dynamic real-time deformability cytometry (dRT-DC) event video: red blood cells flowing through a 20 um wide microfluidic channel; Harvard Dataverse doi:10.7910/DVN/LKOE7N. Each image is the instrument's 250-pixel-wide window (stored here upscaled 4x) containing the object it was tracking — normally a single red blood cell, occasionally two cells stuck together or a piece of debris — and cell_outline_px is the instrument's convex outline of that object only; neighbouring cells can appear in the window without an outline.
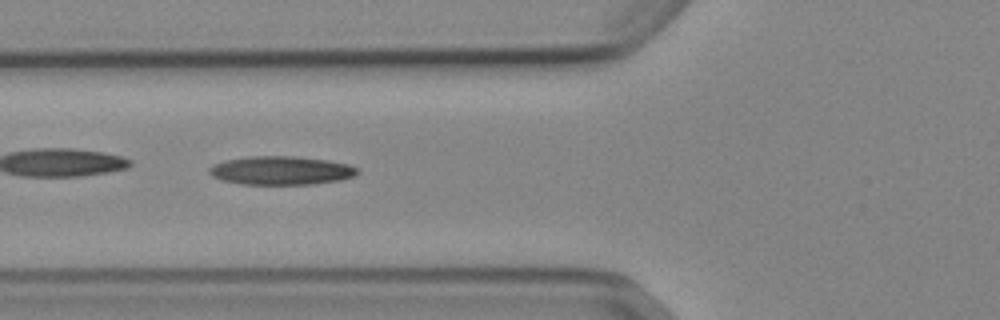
{"species": "Egyptian fruit bat (a non-hibernating species)", "species_latin": "Rousettus aegyptiacus", "temperature_condition": "cold", "stored_images_in_passage": 8, "camera_frame_rate_fps": 3000, "um_per_image_px": 0.085, "animal": {"sex": "female"}, "frame": {"image": 1, "passage_image": 5, "time_ms": 1.333, "image_size_px": [1000, 320], "cell_outline_px": [[360, 172], [356, 176], [340, 180], [312, 184], [240, 184], [224, 180], [212, 176], [208, 172], [208, 168], [212, 164], [224, 160], [248, 156], [296, 156], [328, 160], [348, 164], [360, 168]], "centroid_in_image_um": [23.91, 14.48], "position_along_channel_um": 101.9, "area_um2": 24.97}}